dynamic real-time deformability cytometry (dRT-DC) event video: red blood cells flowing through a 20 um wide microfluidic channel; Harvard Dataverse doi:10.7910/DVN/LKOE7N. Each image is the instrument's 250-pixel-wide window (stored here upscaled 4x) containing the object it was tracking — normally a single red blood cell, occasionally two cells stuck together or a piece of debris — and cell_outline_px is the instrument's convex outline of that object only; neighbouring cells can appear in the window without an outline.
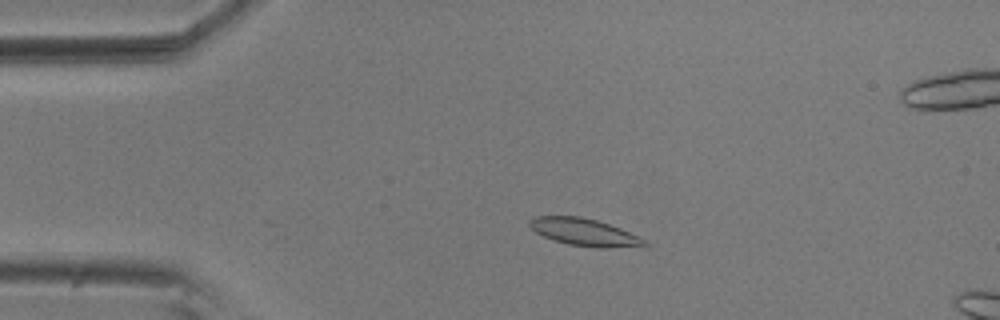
{"species": "common noctule bat (a hibernating species)", "species_latin": "Nyctalus noctula", "temperature_condition": "room temperature", "stored_images_in_passage": 56, "camera_frame_rate_fps": 3000, "um_per_image_px": 0.085, "animal": {"sex": "male", "body_mass_g": 20.5, "forearm_length_mm": 52.5}, "frame": {"image": 1, "passage_image": 11, "time_ms": 3.333, "image_size_px": [1000, 320], "cell_outline_px": [[648, 248], [600, 248], [568, 244], [544, 236], [536, 232], [528, 224], [528, 220], [536, 216], [580, 216], [596, 220], [620, 228], [640, 236], [648, 240]], "centroid_in_image_um": [49.8, 19.76], "position_along_channel_um": 35.2, "area_um2": 18.61}}
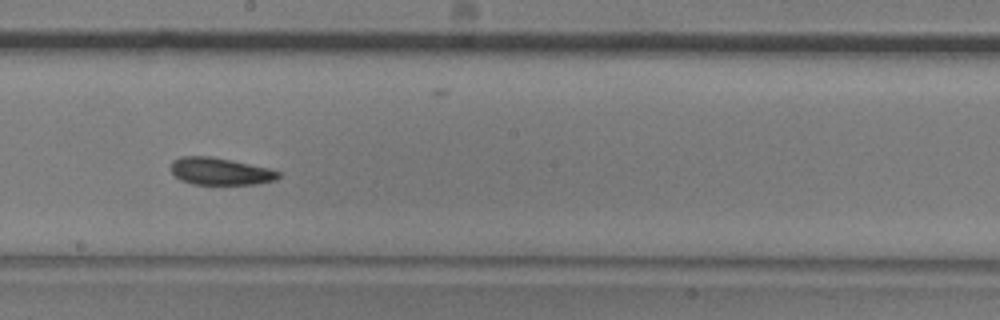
{"frame": {"image": 2, "passage_image": 30, "time_ms": 9.667, "image_size_px": [1000, 320], "cell_outline_px": [[280, 176], [276, 180], [256, 184], [192, 184], [180, 180], [172, 172], [172, 160], [180, 156], [212, 156], [268, 168], [280, 172]], "centroid_in_image_um": [18.71, 14.56], "position_along_channel_um": 229.5, "area_um2": 16.99}}
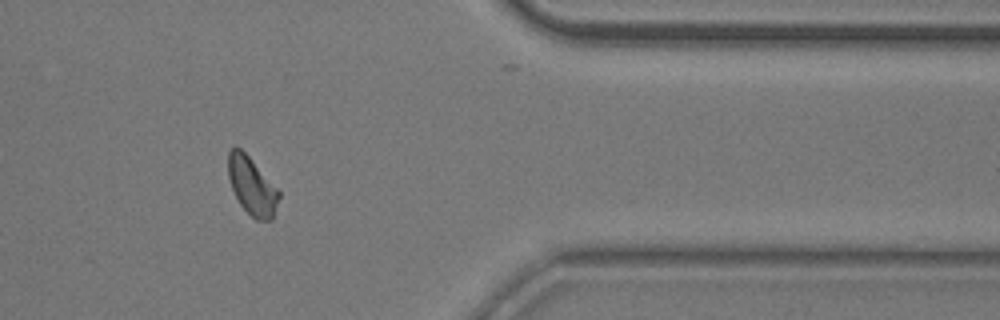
{"frame": {"image": 3, "passage_image": 45, "time_ms": 14.667, "image_size_px": [1000, 320], "cell_outline_px": [[280, 196], [272, 220], [256, 220], [240, 204], [232, 188], [228, 176], [228, 152], [232, 148], [240, 148], [248, 156], [280, 192]], "centroid_in_image_um": [21.41, 15.83], "position_along_channel_um": 390.0, "area_um2": 16.65}, "authors_computed_cell_mechanics": {"area_um2": 17.5712, "velocity_mm_per_s": 3.637, "shape_relaxation_time_tau1_ms": 8.662, "shape_relaxation_time_tau2_ms": 3.0881, "deformation_change_tau1": 0.1543, "deformation_change_tau2": 0.0843}}